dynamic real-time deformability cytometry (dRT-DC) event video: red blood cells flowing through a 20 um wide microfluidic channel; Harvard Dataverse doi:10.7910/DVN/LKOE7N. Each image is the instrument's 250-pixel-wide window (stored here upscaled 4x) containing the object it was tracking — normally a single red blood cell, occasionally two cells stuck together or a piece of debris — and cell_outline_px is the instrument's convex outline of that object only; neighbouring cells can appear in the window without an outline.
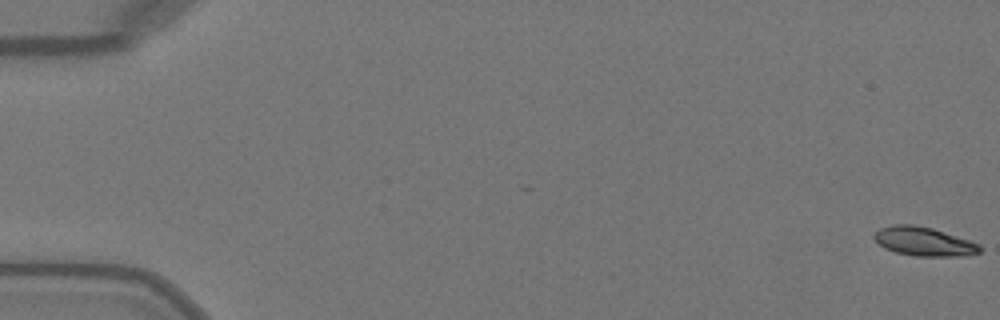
{"species": "Egyptian fruit bat (a non-hibernating species)", "species_latin": "Rousettus aegyptiacus", "temperature_condition": "warm", "stored_images_in_passage": 51, "camera_frame_rate_fps": 3000, "um_per_image_px": 0.085, "animal": {"sex": "female"}, "frame": {"image": 1, "passage_image": 1, "time_ms": 0.0, "image_size_px": [1000, 320], "cell_outline_px": [[980, 252], [968, 256], [916, 256], [896, 252], [884, 248], [872, 236], [880, 228], [892, 224], [912, 224], [932, 228], [980, 244]], "centroid_in_image_um": [78.52, 20.53], "position_along_channel_um": 6.5, "area_um2": 17.69}}
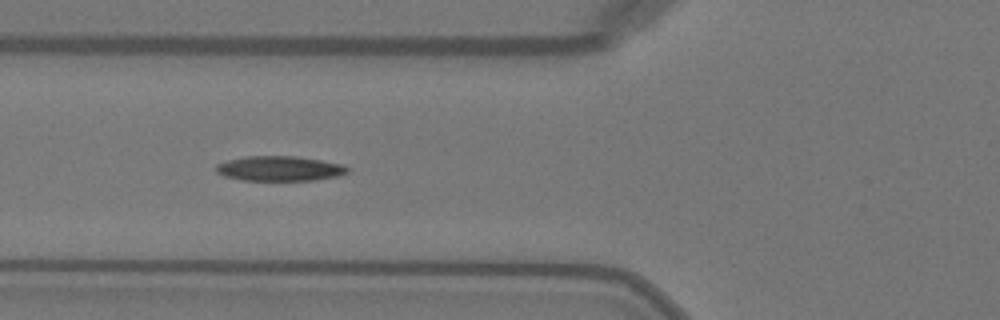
{"frame": {"image": 2, "passage_image": 20, "time_ms": 6.333, "image_size_px": [1000, 320], "cell_outline_px": [[348, 172], [336, 176], [316, 180], [240, 180], [224, 176], [216, 172], [216, 164], [228, 160], [244, 156], [296, 156], [320, 160], [340, 164], [348, 168]], "centroid_in_image_um": [23.71, 14.32], "position_along_channel_um": 102.1, "area_um2": 18.96}}
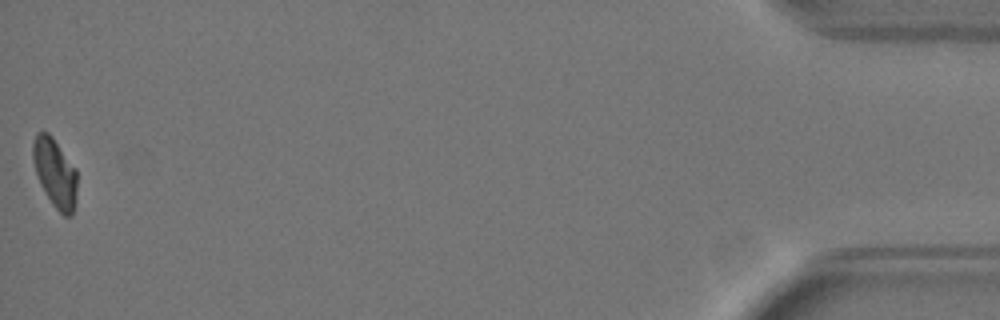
{"frame": {"image": 3, "passage_image": 51, "time_ms": 16.667, "image_size_px": [1000, 320], "cell_outline_px": [[76, 200], [72, 216], [64, 216], [52, 204], [40, 184], [32, 160], [32, 140], [36, 132], [48, 132], [52, 136], [76, 168]], "centroid_in_image_um": [4.66, 14.67], "position_along_channel_um": 430.5, "area_um2": 17.86}, "authors_computed_cell_mechanics": {"area_um2": 18.8428, "velocity_mm_per_s": 4.0855, "shape_relaxation_time_tau1_ms": 5.4073, "shape_relaxation_time_tau2_ms": 8.3945, "deformation_change_tau1": 0.1835, "deformation_change_tau2": 0.1278}}